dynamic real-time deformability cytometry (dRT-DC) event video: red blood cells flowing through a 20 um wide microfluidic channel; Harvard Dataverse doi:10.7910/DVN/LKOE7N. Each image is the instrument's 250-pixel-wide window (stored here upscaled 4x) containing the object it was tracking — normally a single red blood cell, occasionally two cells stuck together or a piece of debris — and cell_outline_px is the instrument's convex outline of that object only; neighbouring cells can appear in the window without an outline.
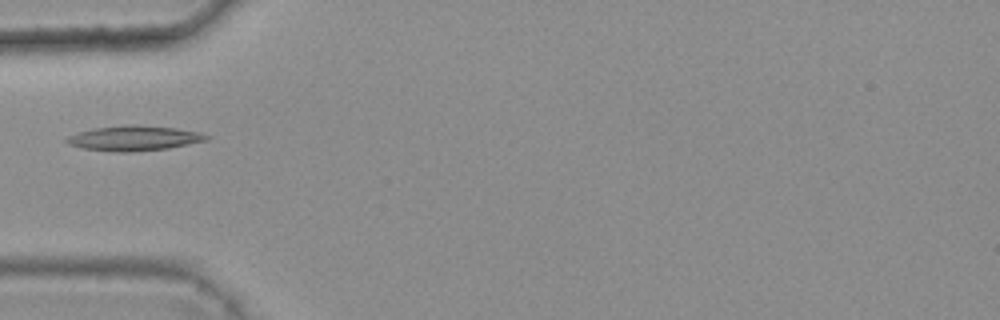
{"species": "common noctule bat (a hibernating species)", "species_latin": "Nyctalus noctula", "temperature_condition": "warm", "stored_images_in_passage": 5, "camera_frame_rate_fps": 3000, "um_per_image_px": 0.085, "animal": {"sex": "female", "body_mass_g": 25.1}, "frame": {"image": 1, "passage_image": 5, "time_ms": 1.333, "image_size_px": [1000, 320], "cell_outline_px": [[212, 136], [208, 140], [168, 148], [128, 152], [112, 152], [84, 148], [68, 144], [64, 140], [68, 136], [80, 132], [96, 128], [124, 124], [132, 124], [176, 128], [200, 132]], "centroid_in_image_um": [11.42, 11.74], "position_along_channel_um": 73.6, "area_um2": 20.35}}